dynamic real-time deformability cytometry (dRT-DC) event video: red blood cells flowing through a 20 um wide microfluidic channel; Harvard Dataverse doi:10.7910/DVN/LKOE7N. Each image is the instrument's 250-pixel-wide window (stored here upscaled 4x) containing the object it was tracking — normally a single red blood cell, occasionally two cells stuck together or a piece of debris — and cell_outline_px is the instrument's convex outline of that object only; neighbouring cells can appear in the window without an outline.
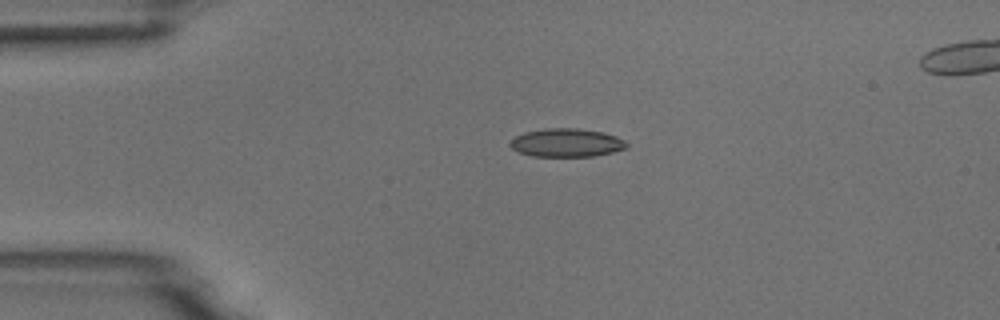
{"species": "common noctule bat (a hibernating species)", "species_latin": "Nyctalus noctula", "temperature_condition": "room temperature", "stored_images_in_passage": 44, "camera_frame_rate_fps": 3000, "um_per_image_px": 0.085, "animal": {"sex": "male", "body_mass_g": 18.8}, "frame": {"image": 1, "passage_image": 1, "time_ms": 0.0, "image_size_px": [1000, 320], "cell_outline_px": [[628, 148], [612, 152], [592, 156], [532, 156], [520, 152], [512, 148], [508, 144], [516, 136], [524, 132], [548, 128], [576, 128], [604, 132], [616, 136], [624, 140], [628, 144]], "centroid_in_image_um": [48.18, 12.13], "position_along_channel_um": 36.8, "area_um2": 19.19}}
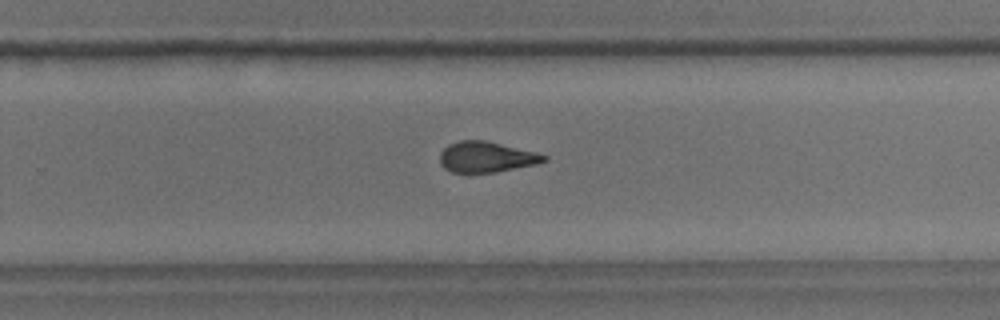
{"frame": {"image": 2, "passage_image": 24, "time_ms": 7.667, "image_size_px": [1000, 320], "cell_outline_px": [[548, 160], [536, 164], [496, 172], [452, 172], [444, 168], [440, 164], [440, 152], [448, 144], [460, 140], [484, 140], [536, 152], [548, 156]], "centroid_in_image_um": [41.33, 13.34], "position_along_channel_um": 288.5, "area_um2": 18.55}}
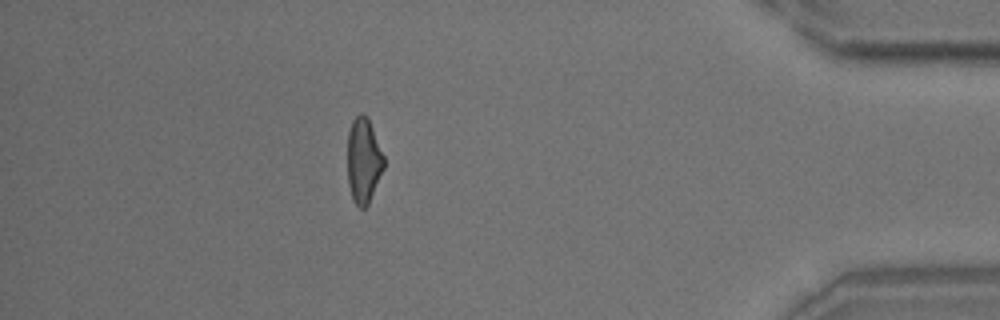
{"frame": {"image": 3, "passage_image": 37, "time_ms": 12.0, "image_size_px": [1000, 320], "cell_outline_px": [[384, 168], [368, 204], [364, 208], [360, 208], [352, 200], [348, 184], [348, 132], [352, 120], [360, 112], [364, 112], [368, 116], [384, 156]], "centroid_in_image_um": [30.9, 13.61], "position_along_channel_um": 404.3, "area_um2": 18.21}}